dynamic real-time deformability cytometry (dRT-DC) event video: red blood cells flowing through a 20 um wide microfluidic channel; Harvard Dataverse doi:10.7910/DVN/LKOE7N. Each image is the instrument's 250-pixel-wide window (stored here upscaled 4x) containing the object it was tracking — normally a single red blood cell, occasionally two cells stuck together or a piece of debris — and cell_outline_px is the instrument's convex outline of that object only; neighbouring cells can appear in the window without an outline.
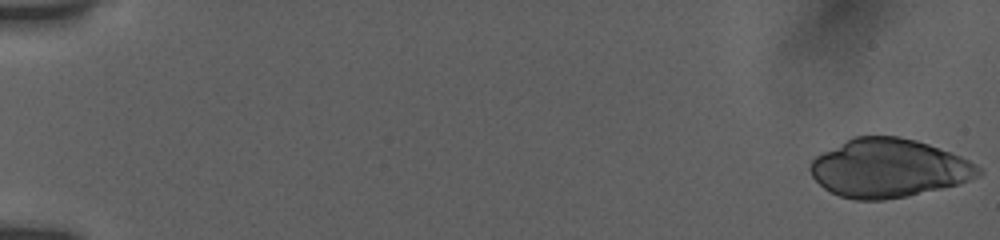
{"species": "human", "species_latin": "Homo sapiens", "temperature_condition": "room temperature", "stored_images_in_passage": 35, "camera_frame_rate_fps": 3000, "um_per_image_px": 0.085, "donor": {"sex": "female"}, "frame": {"image": 1, "passage_image": 1, "time_ms": 0.0, "image_size_px": [1000, 240], "cell_outline_px": [[984, 172], [980, 176], [960, 184], [908, 196], [884, 200], [856, 200], [840, 196], [824, 188], [812, 176], [808, 168], [812, 160], [816, 156], [856, 136], [900, 136], [916, 140], [928, 144], [960, 156], [976, 164]], "centroid_in_image_um": [75.56, 14.31], "position_along_channel_um": 9.4, "area_um2": 57.16}}